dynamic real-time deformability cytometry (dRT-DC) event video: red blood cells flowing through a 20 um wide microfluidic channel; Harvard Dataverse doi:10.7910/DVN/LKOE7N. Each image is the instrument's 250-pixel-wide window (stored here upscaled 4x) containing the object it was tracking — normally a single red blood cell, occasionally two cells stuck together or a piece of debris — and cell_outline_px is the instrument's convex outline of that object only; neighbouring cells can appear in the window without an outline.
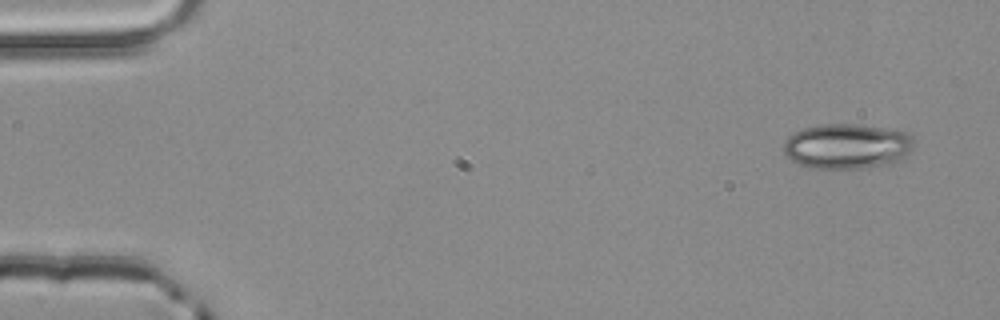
{"species": "common noctule bat (a hibernating species)", "species_latin": "Nyctalus noctula", "temperature_condition": "room temperature", "stored_images_in_passage": 4, "camera_frame_rate_fps": 3000, "um_per_image_px": 0.085, "animal": {"sex": "male", "body_mass_g": 20.4}, "frame": {"image": 1, "passage_image": 1, "time_ms": 0.0, "image_size_px": [1000, 320], "cell_outline_px": [[912, 148], [904, 156], [888, 164], [864, 168], [812, 168], [800, 164], [792, 160], [784, 152], [784, 140], [788, 136], [804, 128], [824, 124], [856, 124], [908, 132], [912, 136]], "centroid_in_image_um": [71.98, 12.42], "position_along_channel_um": 13.0, "area_um2": 33.87}}
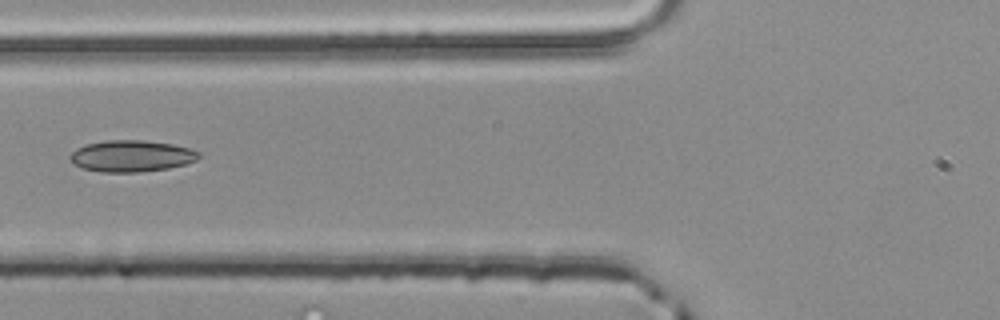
{"frame": {"image": 2, "passage_image": 4, "time_ms": 1.0, "image_size_px": [1000, 320], "cell_outline_px": [[200, 156], [196, 160], [184, 164], [168, 168], [140, 172], [100, 172], [84, 168], [72, 164], [68, 160], [68, 156], [76, 148], [88, 144], [104, 140], [144, 140], [172, 144], [192, 148], [200, 152]], "centroid_in_image_um": [11.15, 13.26], "position_along_channel_um": 114.6, "area_um2": 23.81}}